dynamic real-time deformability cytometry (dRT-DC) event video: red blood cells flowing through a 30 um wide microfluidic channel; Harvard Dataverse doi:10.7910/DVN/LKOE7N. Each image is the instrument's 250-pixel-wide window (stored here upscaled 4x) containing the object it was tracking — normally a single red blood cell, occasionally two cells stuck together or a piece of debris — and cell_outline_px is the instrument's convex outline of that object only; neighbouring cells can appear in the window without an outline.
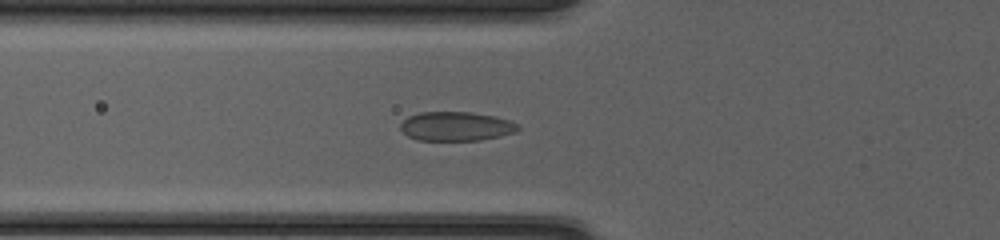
{"species": "common noctule bat (a hibernating species)", "species_latin": "Nyctalus noctula", "temperature_condition": "cold", "stored_images_in_passage": 46, "camera_frame_rate_fps": 3000, "um_per_image_px": 0.085, "animal": {"sex": "female", "body_mass_g": 20.0, "forearm_length_mm": 54.0}, "frame": {"image": 1, "passage_image": 19, "time_ms": 6.0, "image_size_px": [1000, 240], "cell_outline_px": [[520, 128], [516, 132], [500, 136], [480, 140], [416, 140], [408, 136], [400, 128], [400, 124], [408, 116], [420, 112], [472, 112], [496, 116], [508, 120], [516, 124]], "centroid_in_image_um": [38.76, 10.73], "position_along_channel_um": 87.0, "area_um2": 19.94}}
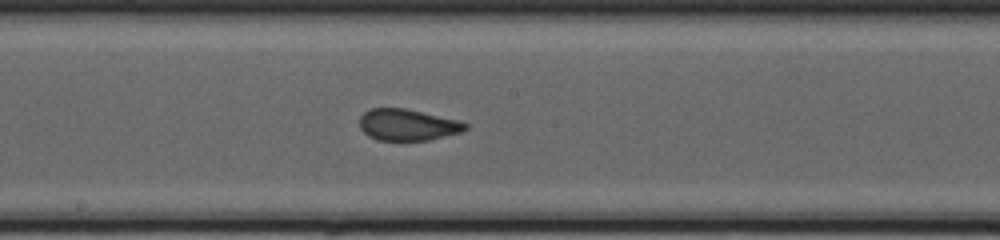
{"frame": {"image": 2, "passage_image": 28, "time_ms": 9.0, "image_size_px": [1000, 240], "cell_outline_px": [[468, 128], [460, 132], [428, 140], [376, 140], [368, 136], [360, 128], [360, 116], [368, 108], [404, 108], [460, 120], [468, 124]], "centroid_in_image_um": [34.63, 10.6], "position_along_channel_um": 213.6, "area_um2": 19.42}}
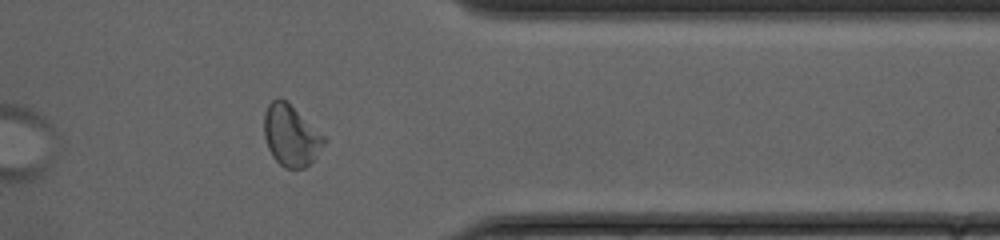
{"frame": {"image": 3, "passage_image": 41, "time_ms": 13.333, "image_size_px": [1000, 240], "cell_outline_px": [[328, 140], [312, 160], [304, 168], [284, 168], [272, 156], [268, 148], [264, 136], [264, 112], [268, 104], [276, 96], [280, 96], [324, 136]], "centroid_in_image_um": [24.69, 11.51], "position_along_channel_um": 386.7, "area_um2": 21.1}, "authors_computed_cell_mechanics": {"area_um2": 20.5768, "velocity_mm_per_s": 4.1878, "shape_relaxation_time_tau1_ms": null, "shape_relaxation_time_tau2_ms": 0.7669, "deformation_change_tau1": null, "deformation_change_tau2": 0.0495}}